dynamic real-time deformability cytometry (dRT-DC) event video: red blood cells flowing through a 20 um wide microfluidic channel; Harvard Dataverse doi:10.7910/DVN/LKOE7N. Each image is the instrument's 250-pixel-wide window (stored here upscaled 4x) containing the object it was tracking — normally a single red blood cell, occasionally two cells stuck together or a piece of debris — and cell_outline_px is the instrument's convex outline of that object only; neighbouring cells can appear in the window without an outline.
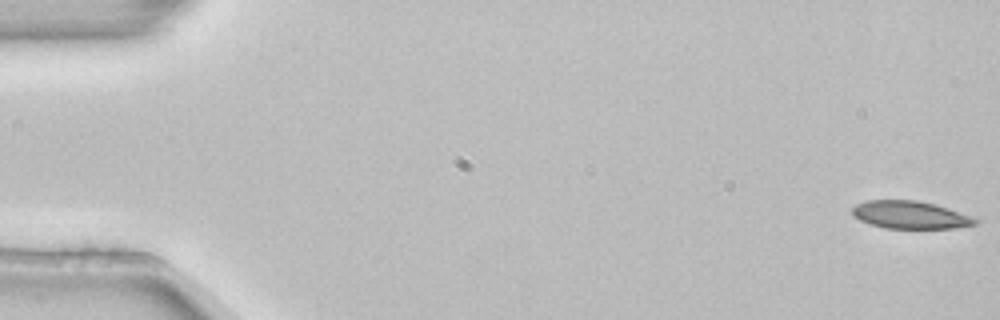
{"species": "common noctule bat (a hibernating species)", "species_latin": "Nyctalus noctula", "temperature_condition": "room temperature", "stored_images_in_passage": 4, "camera_frame_rate_fps": 3000, "um_per_image_px": 0.085, "animal": {"sex": "female", "body_mass_g": 22.7, "forearm_length_mm": 54.2}, "frame": {"image": 1, "passage_image": 1, "time_ms": 0.0, "image_size_px": [1000, 320], "cell_outline_px": [[980, 220], [976, 224], [956, 228], [884, 228], [860, 220], [852, 216], [852, 208], [856, 204], [864, 200], [916, 200], [936, 204], [948, 208]], "centroid_in_image_um": [77.34, 18.26], "position_along_channel_um": 7.7, "area_um2": 19.83}}
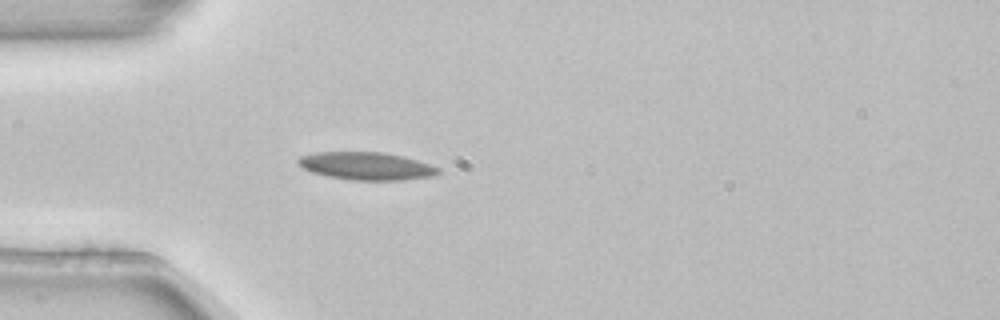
{"frame": {"image": 2, "passage_image": 4, "time_ms": 1.0, "image_size_px": [1000, 320], "cell_outline_px": [[440, 172], [432, 176], [404, 180], [352, 180], [328, 176], [312, 172], [296, 164], [296, 160], [300, 156], [316, 152], [384, 152], [404, 156], [440, 168]], "centroid_in_image_um": [31.12, 14.11], "position_along_channel_um": 53.9, "area_um2": 22.66}}